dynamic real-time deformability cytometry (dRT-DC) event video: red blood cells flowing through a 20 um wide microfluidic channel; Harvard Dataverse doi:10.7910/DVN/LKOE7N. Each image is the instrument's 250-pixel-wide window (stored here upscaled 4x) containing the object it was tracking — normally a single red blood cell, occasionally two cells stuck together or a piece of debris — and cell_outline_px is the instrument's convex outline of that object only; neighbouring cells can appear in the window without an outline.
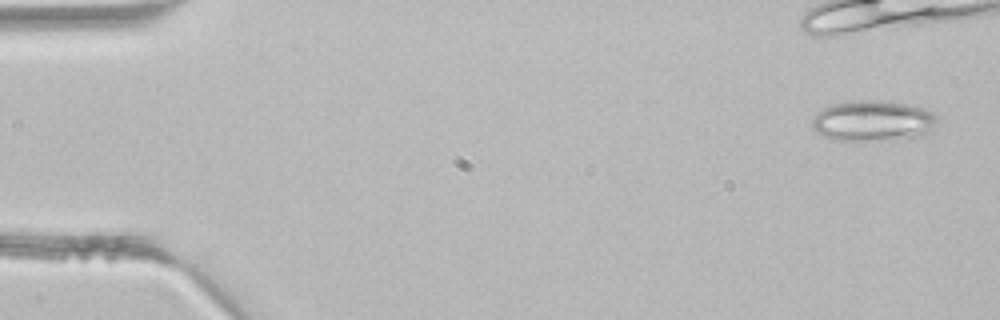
{"species": "common noctule bat (a hibernating species)", "species_latin": "Nyctalus noctula", "temperature_condition": "room temperature", "stored_images_in_passage": 3, "camera_frame_rate_fps": 3000, "um_per_image_px": 0.085, "animal": {"sex": "male", "body_mass_g": 21.5, "forearm_length_mm": 52.0}, "frame": {"image": 1, "passage_image": 1, "time_ms": 0.0, "image_size_px": [1000, 320], "cell_outline_px": [[940, 116], [932, 132], [920, 136], [888, 140], [832, 140], [816, 132], [812, 128], [812, 120], [816, 112], [824, 108], [836, 104], [860, 100], [884, 100], [916, 104], [936, 112]], "centroid_in_image_um": [74.3, 10.26], "position_along_channel_um": 10.7, "area_um2": 30.4}}